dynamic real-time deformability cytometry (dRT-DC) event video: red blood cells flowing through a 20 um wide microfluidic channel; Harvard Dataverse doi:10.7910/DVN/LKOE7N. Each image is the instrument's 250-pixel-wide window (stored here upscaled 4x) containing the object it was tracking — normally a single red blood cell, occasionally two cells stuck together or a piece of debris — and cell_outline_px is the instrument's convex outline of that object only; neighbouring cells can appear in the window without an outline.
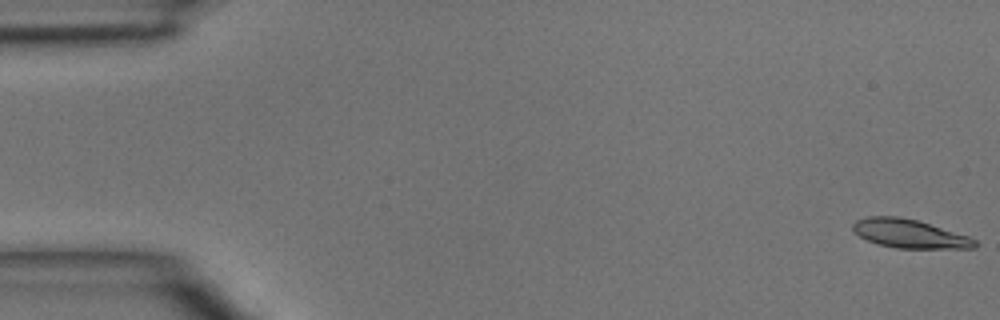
{"species": "common noctule bat (a hibernating species)", "species_latin": "Nyctalus noctula", "temperature_condition": "room temperature", "stored_images_in_passage": 47, "camera_frame_rate_fps": 3000, "um_per_image_px": 0.085, "animal": {"sex": "male", "body_mass_g": 15.6}, "frame": {"image": 1, "passage_image": 1, "time_ms": 0.0, "image_size_px": [1000, 320], "cell_outline_px": [[980, 244], [976, 248], [896, 248], [880, 244], [868, 240], [852, 232], [852, 224], [856, 220], [868, 216], [900, 216], [916, 220], [968, 236], [976, 240]], "centroid_in_image_um": [77.29, 19.86], "position_along_channel_um": 7.7, "area_um2": 20.29}}
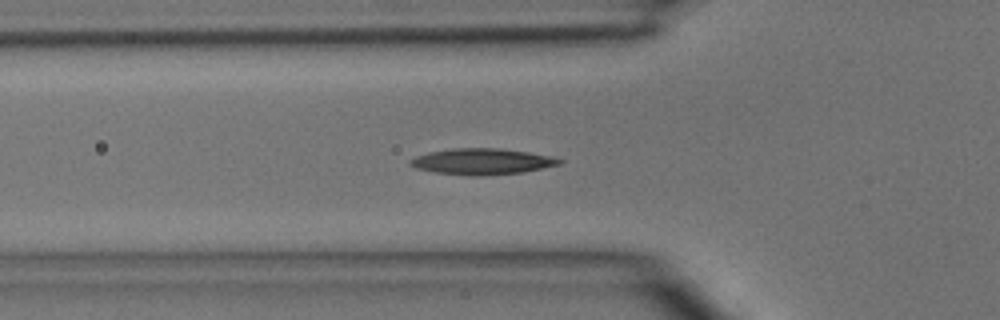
{"frame": {"image": 2, "passage_image": 16, "time_ms": 5.0, "image_size_px": [1000, 320], "cell_outline_px": [[564, 160], [560, 164], [524, 172], [484, 176], [468, 176], [436, 172], [416, 168], [408, 164], [408, 160], [416, 156], [428, 152], [452, 148], [500, 148], [528, 152], [552, 156]], "centroid_in_image_um": [40.96, 13.73], "position_along_channel_um": 84.8, "area_um2": 22.83}}
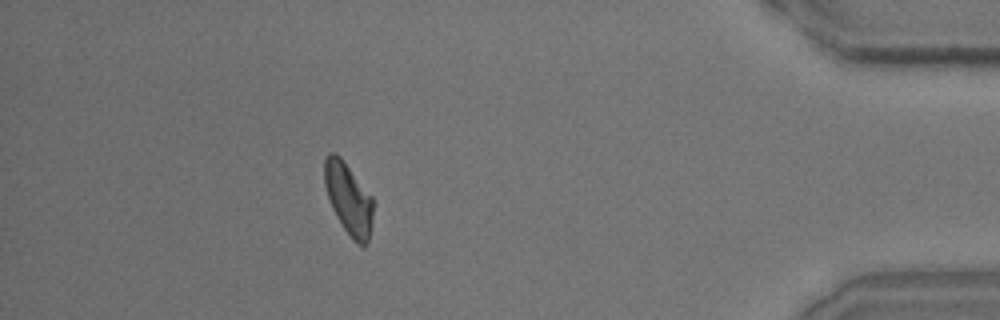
{"frame": {"image": 3, "passage_image": 42, "time_ms": 13.667, "image_size_px": [1000, 320], "cell_outline_px": [[372, 224], [368, 240], [364, 248], [356, 244], [352, 240], [336, 216], [332, 208], [324, 184], [324, 160], [328, 152], [336, 152], [340, 156], [372, 196]], "centroid_in_image_um": [29.61, 16.89], "position_along_channel_um": 405.6, "area_um2": 20.35}}